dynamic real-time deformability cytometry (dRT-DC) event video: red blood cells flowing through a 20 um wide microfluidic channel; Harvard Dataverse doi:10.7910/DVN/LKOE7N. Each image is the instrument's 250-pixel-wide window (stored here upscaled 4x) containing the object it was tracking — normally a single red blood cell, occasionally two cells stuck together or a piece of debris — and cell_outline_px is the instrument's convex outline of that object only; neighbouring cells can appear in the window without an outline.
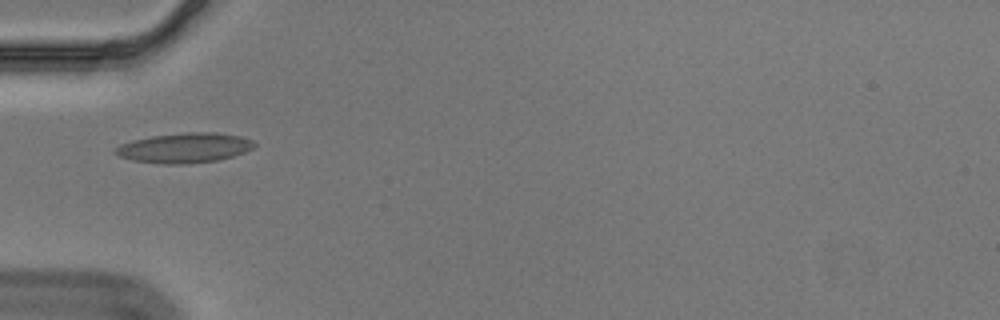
{"species": "Egyptian fruit bat (a non-hibernating species)", "species_latin": "Rousettus aegyptiacus", "temperature_condition": "cold", "stored_images_in_passage": 39, "camera_frame_rate_fps": 3000, "um_per_image_px": 0.085, "animal": {"sex": "male"}, "frame": {"image": 1, "passage_image": 1, "time_ms": 0.0, "image_size_px": [1000, 320], "cell_outline_px": [[256, 144], [252, 148], [244, 152], [232, 156], [216, 160], [188, 164], [164, 164], [132, 160], [120, 156], [112, 152], [120, 144], [132, 140], [152, 136], [184, 132], [216, 132], [240, 136], [252, 140]], "centroid_in_image_um": [15.67, 12.56], "position_along_channel_um": 69.3, "area_um2": 24.16}}
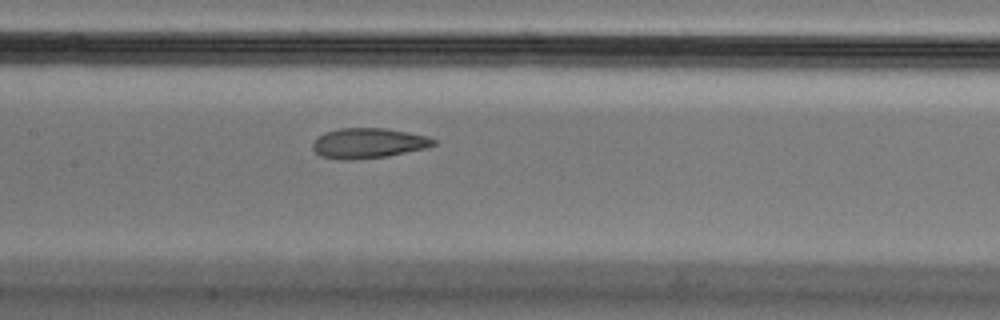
{"frame": {"image": 2, "passage_image": 10, "time_ms": 3.0, "image_size_px": [1000, 320], "cell_outline_px": [[436, 144], [428, 148], [388, 156], [352, 160], [340, 160], [320, 156], [312, 148], [312, 140], [316, 136], [324, 132], [340, 128], [384, 128], [408, 132], [428, 136], [436, 140]], "centroid_in_image_um": [31.28, 12.17], "position_along_channel_um": 176.1, "area_um2": 21.62}}
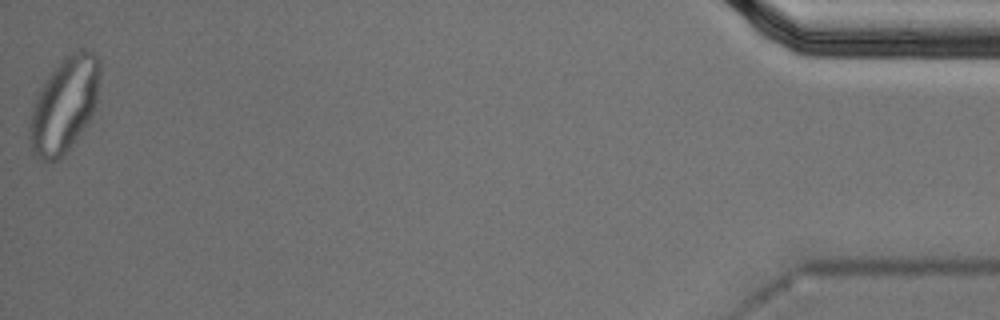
{"frame": {"image": 3, "passage_image": 39, "time_ms": 12.667, "image_size_px": [1000, 320], "cell_outline_px": [[100, 72], [96, 100], [92, 116], [80, 136], [68, 152], [56, 160], [40, 160], [32, 152], [28, 136], [28, 124], [32, 108], [48, 76], [72, 52], [80, 48], [88, 48], [100, 56]], "centroid_in_image_um": [5.49, 8.95], "position_along_channel_um": 429.7, "area_um2": 38.96}, "authors_computed_cell_mechanics": {"area_um2": 22.0218, "velocity_mm_per_s": 3.537, "shape_relaxation_time_tau1_ms": null, "shape_relaxation_time_tau2_ms": 1.4338, "deformation_change_tau1": null, "deformation_change_tau2": 0.0602}}